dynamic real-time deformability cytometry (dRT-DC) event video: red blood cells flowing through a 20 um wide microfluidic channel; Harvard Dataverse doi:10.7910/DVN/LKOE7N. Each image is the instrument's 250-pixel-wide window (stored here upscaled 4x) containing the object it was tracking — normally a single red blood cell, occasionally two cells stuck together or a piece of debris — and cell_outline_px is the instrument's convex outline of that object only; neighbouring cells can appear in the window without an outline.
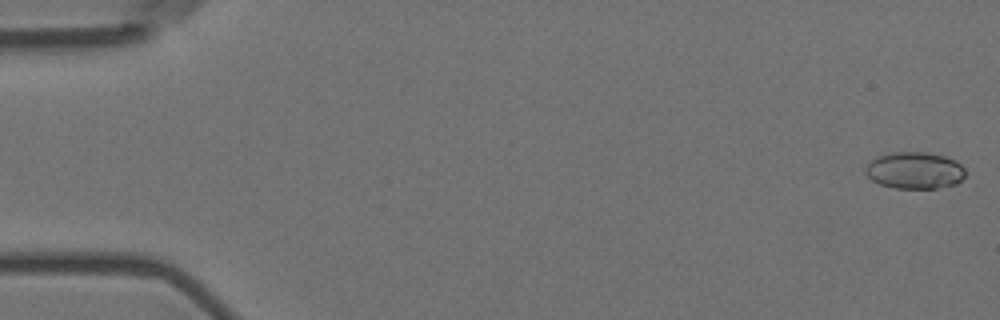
{"species": "Egyptian fruit bat (a non-hibernating species)", "species_latin": "Rousettus aegyptiacus", "temperature_condition": "room temperature", "stored_images_in_passage": 5, "camera_frame_rate_fps": 3000, "um_per_image_px": 0.085, "animal": {"sex": "female"}, "frame": {"image": 1, "passage_image": 1, "time_ms": 0.0, "image_size_px": [1000, 320], "cell_outline_px": [[964, 176], [956, 184], [936, 188], [896, 188], [880, 184], [872, 180], [864, 172], [864, 168], [868, 160], [892, 152], [928, 152], [944, 156], [956, 160], [964, 168]], "centroid_in_image_um": [77.72, 14.47], "position_along_channel_um": 7.3, "area_um2": 21.5}}
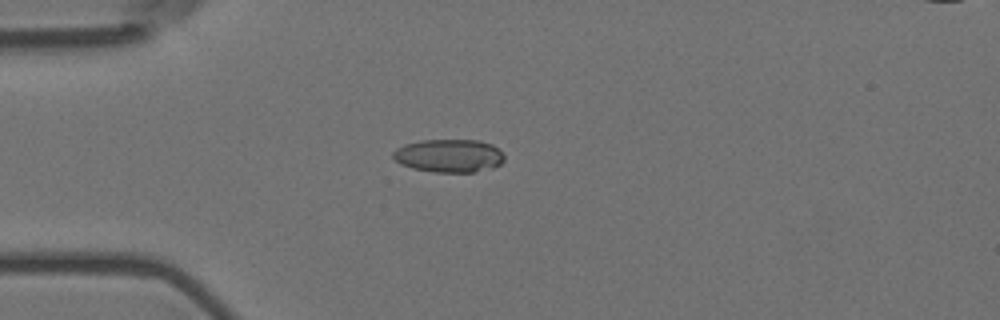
{"frame": {"image": 2, "passage_image": 5, "time_ms": 1.333, "image_size_px": [1000, 320], "cell_outline_px": [[504, 160], [500, 164], [492, 168], [472, 172], [436, 172], [412, 168], [400, 164], [392, 156], [392, 152], [396, 148], [404, 144], [420, 140], [480, 140], [492, 144], [504, 156]], "centroid_in_image_um": [38.14, 13.23], "position_along_channel_um": 46.9, "area_um2": 21.5}}